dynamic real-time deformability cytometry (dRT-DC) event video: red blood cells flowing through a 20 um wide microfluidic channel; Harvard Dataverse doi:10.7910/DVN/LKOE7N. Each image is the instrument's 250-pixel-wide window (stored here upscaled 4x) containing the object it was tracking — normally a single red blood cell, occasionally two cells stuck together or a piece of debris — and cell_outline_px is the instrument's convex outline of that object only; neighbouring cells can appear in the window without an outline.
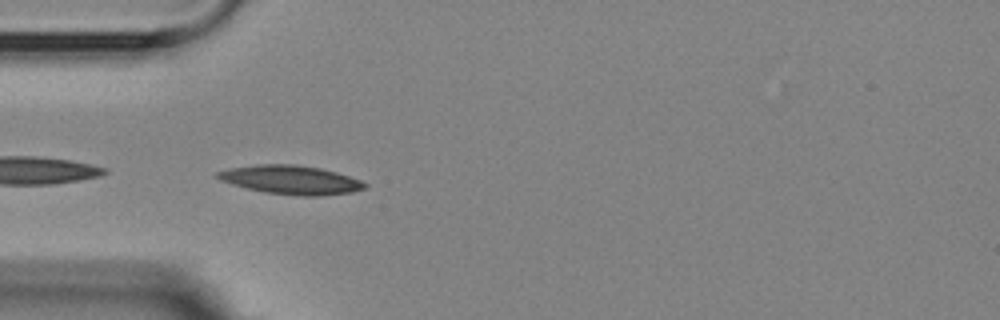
{"species": "Egyptian fruit bat (a non-hibernating species)", "species_latin": "Rousettus aegyptiacus", "temperature_condition": "room temperature", "stored_images_in_passage": 4, "camera_frame_rate_fps": 3000, "um_per_image_px": 0.085, "animal": {"sex": "female"}, "frame": {"image": 1, "passage_image": 3, "time_ms": 3.667, "image_size_px": [1000, 320], "cell_outline_px": [[368, 184], [364, 188], [352, 192], [320, 196], [304, 196], [264, 192], [232, 184], [220, 180], [216, 176], [216, 172], [232, 168], [256, 164], [296, 164], [320, 168], [336, 172], [360, 180]], "centroid_in_image_um": [24.73, 15.28], "position_along_channel_um": 60.3, "area_um2": 24.51}}